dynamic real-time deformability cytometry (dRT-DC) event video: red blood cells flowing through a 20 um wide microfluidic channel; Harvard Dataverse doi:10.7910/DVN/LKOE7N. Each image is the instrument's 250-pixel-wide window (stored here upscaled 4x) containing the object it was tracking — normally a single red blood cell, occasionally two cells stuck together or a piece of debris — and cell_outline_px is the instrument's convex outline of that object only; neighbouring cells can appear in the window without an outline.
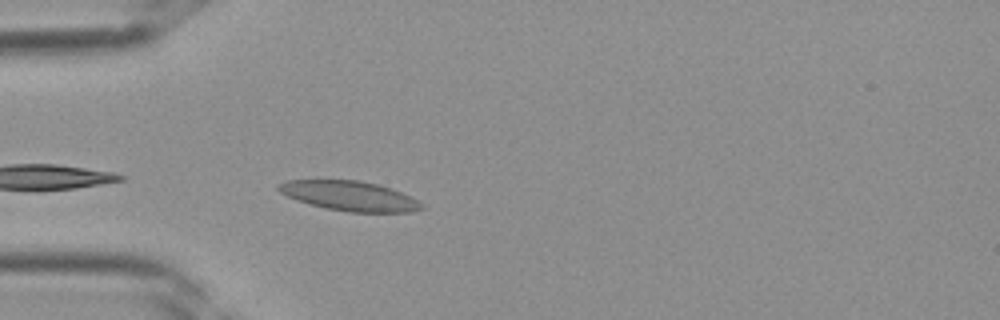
{"species": "Egyptian fruit bat (a non-hibernating species)", "species_latin": "Rousettus aegyptiacus", "temperature_condition": "room temperature", "stored_images_in_passage": 4, "camera_frame_rate_fps": 3000, "um_per_image_px": 0.085, "frame": {"image": 1, "passage_image": 1, "time_ms": 0.0, "image_size_px": [1000, 320], "cell_outline_px": [[424, 208], [412, 212], [348, 212], [324, 208], [296, 200], [280, 192], [276, 188], [280, 184], [288, 180], [360, 180], [380, 184], [400, 192], [424, 204]], "centroid_in_image_um": [29.72, 16.65], "position_along_channel_um": 55.3, "area_um2": 24.74}}